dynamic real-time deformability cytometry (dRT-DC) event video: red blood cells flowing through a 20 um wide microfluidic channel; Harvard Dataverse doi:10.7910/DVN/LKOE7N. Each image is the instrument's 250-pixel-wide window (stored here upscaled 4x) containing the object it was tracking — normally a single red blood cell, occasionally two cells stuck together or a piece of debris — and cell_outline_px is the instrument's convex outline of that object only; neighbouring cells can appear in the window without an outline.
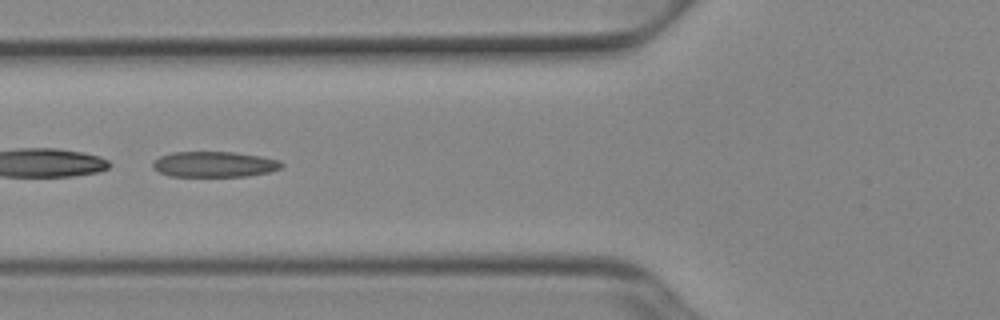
{"species": "Egyptian fruit bat (a non-hibernating species)", "species_latin": "Rousettus aegyptiacus", "temperature_condition": "cold", "stored_images_in_passage": 50, "segment_of_instrument_passage": [2, 2], "camera_frame_rate_fps": 3000, "um_per_image_px": 0.085, "animal": {"sex": "female"}, "frame": {"image": 1, "passage_image": 20, "time_ms": 6.333, "image_size_px": [1000, 320], "cell_outline_px": [[284, 164], [280, 168], [268, 172], [248, 176], [168, 176], [152, 168], [152, 164], [160, 156], [172, 152], [236, 152], [260, 156], [280, 160]], "centroid_in_image_um": [18.22, 13.96], "position_along_channel_um": 107.6, "area_um2": 19.19}}
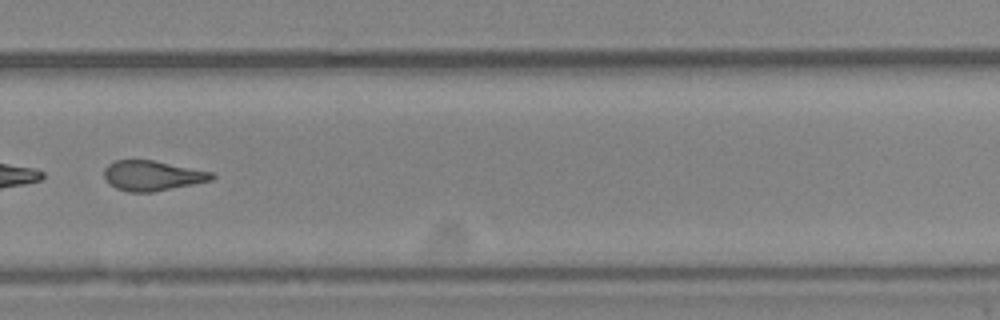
{"frame": {"image": 2, "passage_image": 36, "time_ms": 11.667, "image_size_px": [1000, 320], "cell_outline_px": [[216, 176], [212, 180], [152, 192], [128, 192], [116, 188], [108, 184], [104, 176], [104, 168], [108, 164], [116, 160], [152, 160], [212, 172]], "centroid_in_image_um": [12.91, 14.93], "position_along_channel_um": 316.9, "area_um2": 18.73}}
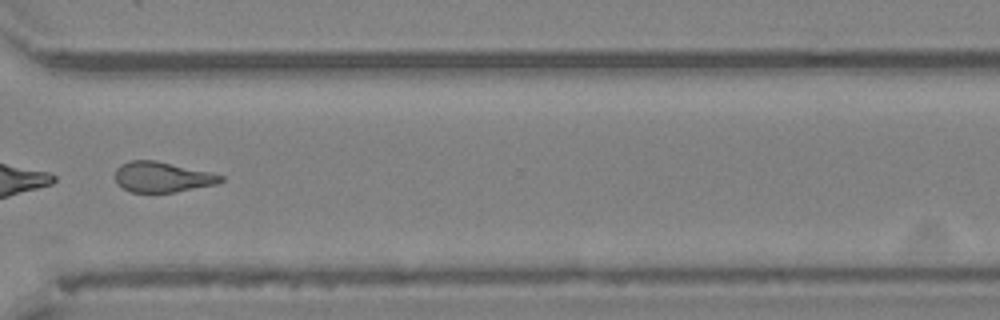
{"frame": {"image": 3, "passage_image": 39, "time_ms": 12.667, "image_size_px": [1000, 320], "cell_outline_px": [[224, 180], [216, 184], [176, 192], [132, 192], [120, 188], [116, 184], [116, 168], [120, 164], [132, 160], [156, 160], [212, 172], [224, 176]], "centroid_in_image_um": [13.78, 15.04], "position_along_channel_um": 356.8, "area_um2": 18.9}}